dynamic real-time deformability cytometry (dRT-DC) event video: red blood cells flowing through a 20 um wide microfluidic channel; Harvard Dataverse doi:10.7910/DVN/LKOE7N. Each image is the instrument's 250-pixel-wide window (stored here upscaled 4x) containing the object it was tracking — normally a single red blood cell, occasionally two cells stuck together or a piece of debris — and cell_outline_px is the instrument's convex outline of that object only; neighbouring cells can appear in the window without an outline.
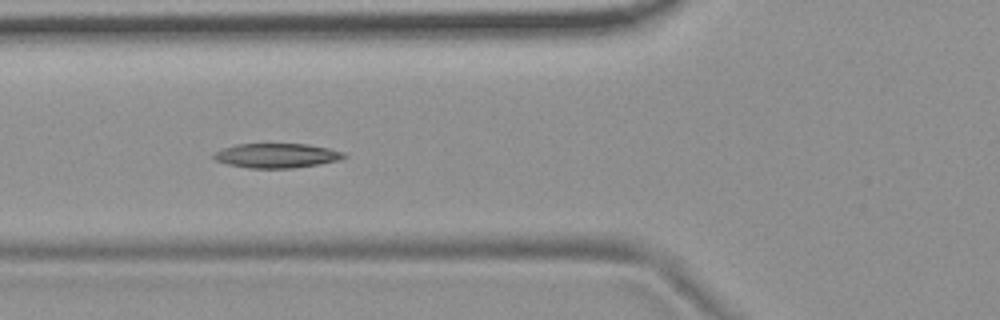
{"species": "common noctule bat (a hibernating species)", "species_latin": "Nyctalus noctula", "temperature_condition": "room temperature", "stored_images_in_passage": 8, "camera_frame_rate_fps": 3000, "um_per_image_px": 0.085, "animal": {"sex": "female", "body_mass_g": 19.9}, "frame": {"image": 1, "passage_image": 7, "time_ms": 2.0, "image_size_px": [1000, 320], "cell_outline_px": [[348, 156], [340, 160], [320, 164], [292, 168], [248, 168], [228, 164], [216, 160], [212, 156], [212, 152], [236, 144], [308, 144], [328, 148], [344, 152]], "centroid_in_image_um": [23.53, 13.22], "position_along_channel_um": 102.3, "area_um2": 18.67}}
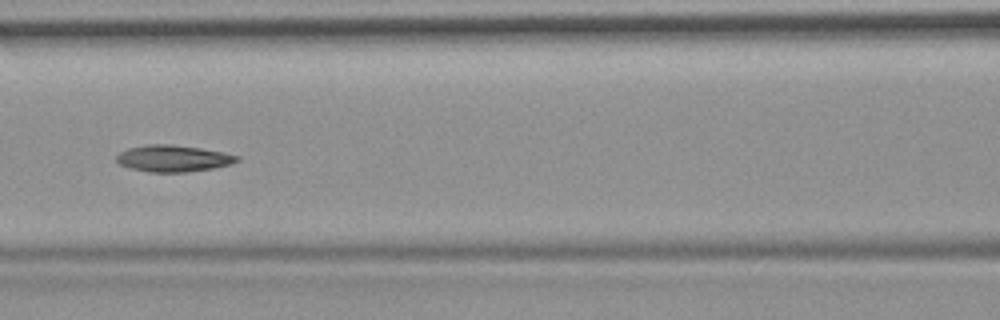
{"frame": {"image": 2, "passage_image": 8, "time_ms": 2.333, "image_size_px": [1000, 320], "cell_outline_px": [[240, 160], [232, 164], [212, 168], [188, 172], [148, 172], [128, 168], [120, 164], [116, 160], [116, 156], [120, 152], [128, 148], [148, 144], [168, 144], [200, 148], [224, 152], [240, 156]], "centroid_in_image_um": [14.73, 13.47], "position_along_channel_um": 151.9, "area_um2": 18.79}}